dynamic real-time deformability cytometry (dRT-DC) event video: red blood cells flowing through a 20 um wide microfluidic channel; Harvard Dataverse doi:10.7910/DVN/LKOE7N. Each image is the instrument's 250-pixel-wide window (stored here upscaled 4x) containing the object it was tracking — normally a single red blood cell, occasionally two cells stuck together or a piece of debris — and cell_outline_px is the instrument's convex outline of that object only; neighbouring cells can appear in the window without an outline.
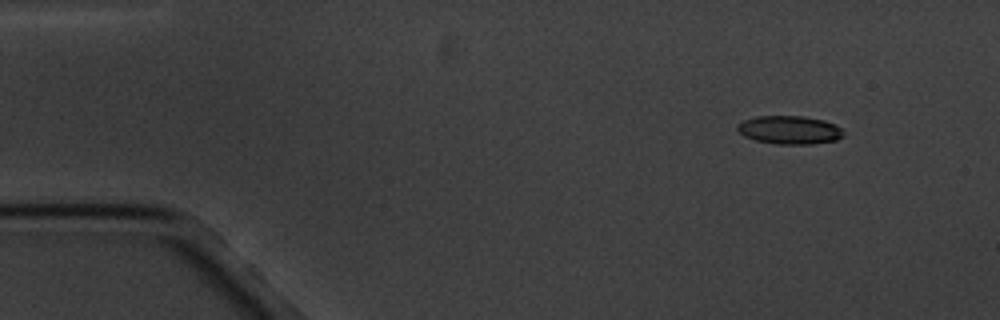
{"species": "common noctule bat (a hibernating species)", "species_latin": "Nyctalus noctula", "temperature_condition": "cold", "stored_images_in_passage": 4, "camera_frame_rate_fps": 3000, "um_per_image_px": 0.085, "animal": {"sex": "male", "body_mass_g": 20.1, "forearm_length_mm": 53.5}, "frame": {"image": 1, "passage_image": 1, "time_ms": 0.0, "image_size_px": [1000, 320], "cell_outline_px": [[844, 136], [836, 140], [812, 144], [776, 144], [756, 140], [744, 136], [736, 128], [736, 124], [744, 120], [756, 116], [804, 116], [824, 120], [836, 124], [844, 132]], "centroid_in_image_um": [67.12, 11.04], "position_along_channel_um": 17.9, "area_um2": 17.63}}
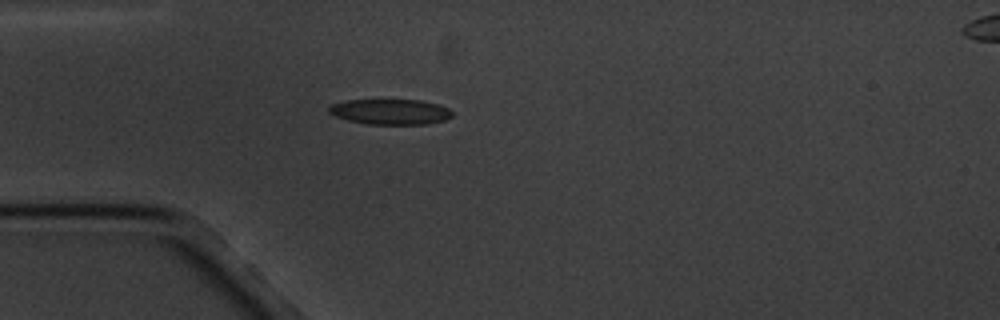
{"frame": {"image": 2, "passage_image": 4, "time_ms": 3.333, "image_size_px": [1000, 320], "cell_outline_px": [[452, 116], [444, 120], [428, 124], [368, 124], [348, 120], [336, 116], [328, 112], [328, 108], [332, 104], [344, 100], [420, 100], [436, 104], [448, 108], [452, 112]], "centroid_in_image_um": [33.17, 9.5], "position_along_channel_um": 51.8, "area_um2": 18.15}}